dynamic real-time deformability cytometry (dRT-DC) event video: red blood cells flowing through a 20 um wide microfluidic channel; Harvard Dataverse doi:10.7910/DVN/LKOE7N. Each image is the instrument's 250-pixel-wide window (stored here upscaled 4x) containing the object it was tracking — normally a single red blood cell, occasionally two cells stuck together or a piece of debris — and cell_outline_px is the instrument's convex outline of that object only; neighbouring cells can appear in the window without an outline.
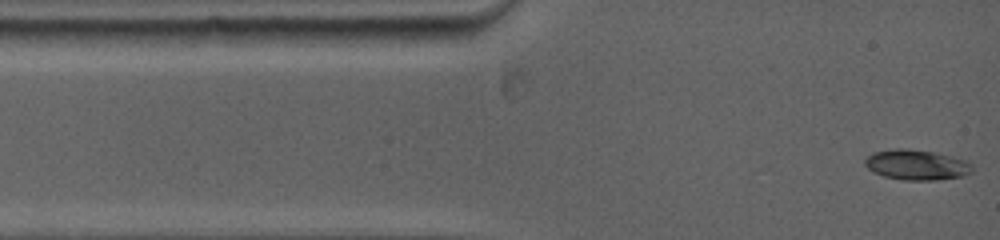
{"species": "common noctule bat (a hibernating species)", "species_latin": "Nyctalus noctula", "temperature_condition": "warm", "stored_images_in_passage": 92, "camera_frame_rate_fps": 5000, "um_per_image_px": 0.085, "animal": {"sex": "female", "body_mass_g": 19.0, "forearm_length_mm": 53.3}, "frame": {"image": 1, "passage_image": 1, "time_ms": 0.0, "image_size_px": [1000, 240], "cell_outline_px": [[972, 172], [964, 176], [936, 180], [904, 180], [884, 176], [872, 172], [864, 164], [864, 160], [872, 152], [896, 148], [908, 148], [932, 152], [964, 160], [972, 164]], "centroid_in_image_um": [77.87, 14.01], "position_along_channel_um": 7.1, "area_um2": 18.9}}
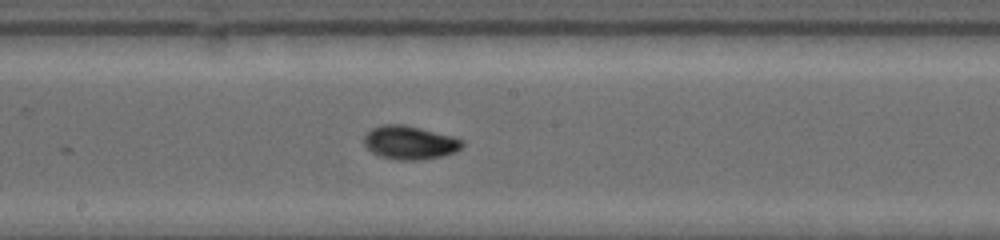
{"frame": {"image": 2, "passage_image": 36, "time_ms": 6.4, "image_size_px": [1000, 240], "cell_outline_px": [[464, 144], [456, 152], [444, 156], [420, 160], [396, 160], [380, 156], [372, 152], [364, 144], [364, 136], [372, 128], [384, 124], [404, 124], [452, 136], [464, 140]], "centroid_in_image_um": [34.85, 12.13], "position_along_channel_um": 213.4, "area_um2": 19.25}}
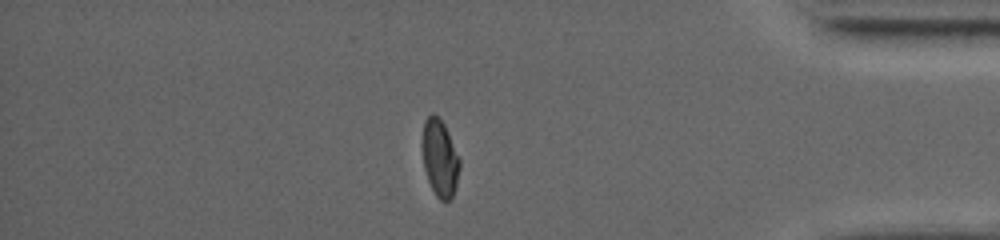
{"frame": {"image": 3, "passage_image": 77, "time_ms": 12.0, "image_size_px": [1000, 240], "cell_outline_px": [[460, 168], [456, 188], [452, 196], [444, 204], [436, 196], [428, 180], [424, 168], [420, 144], [424, 124], [428, 116], [436, 116], [444, 124], [460, 160]], "centroid_in_image_um": [37.37, 13.5], "position_along_channel_um": 397.8, "area_um2": 16.82}, "authors_computed_cell_mechanics": {"area_um2": 17.7735, "velocity_mm_per_s": 3.922, "shape_relaxation_time_tau1_ms": 4.3725, "shape_relaxation_time_tau2_ms": null, "deformation_change_tau1": 0.2015, "deformation_change_tau2": null}}